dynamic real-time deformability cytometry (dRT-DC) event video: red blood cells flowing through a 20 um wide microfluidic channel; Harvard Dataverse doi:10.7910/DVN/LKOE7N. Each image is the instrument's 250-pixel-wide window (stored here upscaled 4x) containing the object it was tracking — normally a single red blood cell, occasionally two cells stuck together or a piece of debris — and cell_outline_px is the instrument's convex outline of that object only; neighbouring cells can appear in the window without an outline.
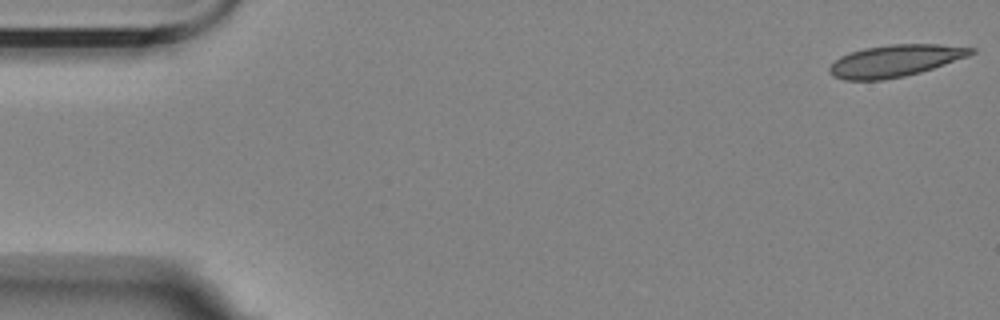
{"species": "Egyptian fruit bat (a non-hibernating species)", "species_latin": "Rousettus aegyptiacus", "temperature_condition": "room temperature", "stored_images_in_passage": 53, "camera_frame_rate_fps": 3000, "um_per_image_px": 0.085, "animal": {"sex": "female"}, "frame": {"image": 1, "passage_image": 1, "time_ms": 0.0, "image_size_px": [1000, 320], "cell_outline_px": [[976, 52], [968, 56], [920, 72], [904, 76], [884, 80], [844, 80], [832, 76], [828, 72], [828, 68], [840, 56], [864, 48], [892, 44], [940, 44], [976, 48]], "centroid_in_image_um": [76.07, 5.17], "position_along_channel_um": 8.9, "area_um2": 26.24}}
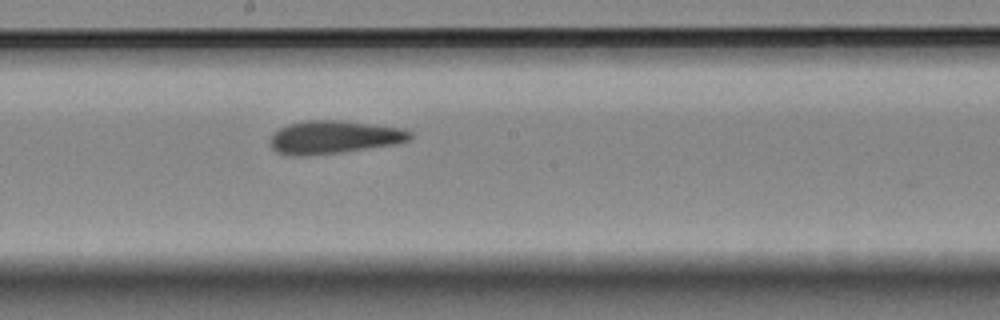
{"frame": {"image": 2, "passage_image": 30, "time_ms": 9.667, "image_size_px": [1000, 320], "cell_outline_px": [[412, 136], [408, 140], [396, 144], [340, 152], [308, 156], [288, 156], [276, 152], [272, 148], [272, 136], [280, 128], [288, 124], [308, 120], [340, 120], [404, 128], [412, 132]], "centroid_in_image_um": [28.4, 11.66], "position_along_channel_um": 219.8, "area_um2": 26.88}}
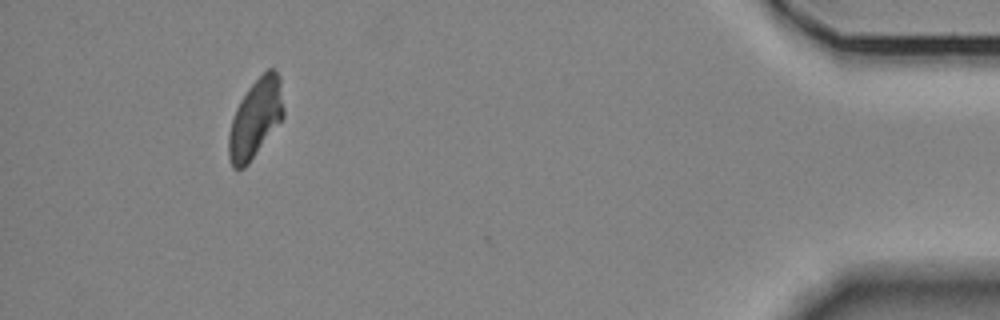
{"frame": {"image": 3, "passage_image": 52, "time_ms": 17.0, "image_size_px": [1000, 320], "cell_outline_px": [[284, 116], [248, 164], [244, 168], [232, 168], [228, 156], [228, 132], [236, 108], [240, 100], [248, 88], [268, 68], [276, 68], [280, 76], [284, 108]], "centroid_in_image_um": [21.71, 10.04], "position_along_channel_um": 413.5, "area_um2": 25.14}, "authors_computed_cell_mechanics": {"area_um2": 26.6458, "velocity_mm_per_s": 3.5, "shape_relaxation_time_tau1_ms": null, "shape_relaxation_time_tau2_ms": 2.3922, "deformation_change_tau1": null, "deformation_change_tau2": 0.0836}}